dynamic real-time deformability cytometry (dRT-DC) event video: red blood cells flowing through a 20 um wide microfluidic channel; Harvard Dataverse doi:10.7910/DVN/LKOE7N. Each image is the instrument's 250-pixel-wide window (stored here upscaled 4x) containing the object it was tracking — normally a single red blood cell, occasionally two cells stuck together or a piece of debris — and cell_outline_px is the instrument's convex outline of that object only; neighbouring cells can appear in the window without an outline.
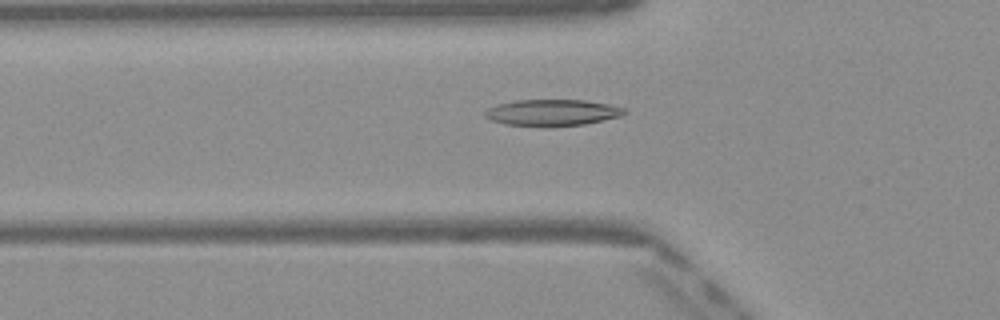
{"species": "Egyptian fruit bat (a non-hibernating species)", "species_latin": "Rousettus aegyptiacus", "temperature_condition": "warm", "stored_images_in_passage": 50, "camera_frame_rate_fps": 3000, "um_per_image_px": 0.085, "frame": {"image": 1, "passage_image": 17, "time_ms": 5.333, "image_size_px": [1000, 320], "cell_outline_px": [[628, 112], [620, 116], [604, 120], [584, 124], [544, 128], [504, 124], [492, 120], [484, 116], [484, 112], [488, 108], [496, 104], [516, 100], [584, 100], [608, 104], [624, 108]], "centroid_in_image_um": [46.91, 9.59], "position_along_channel_um": 78.9, "area_um2": 21.79}}
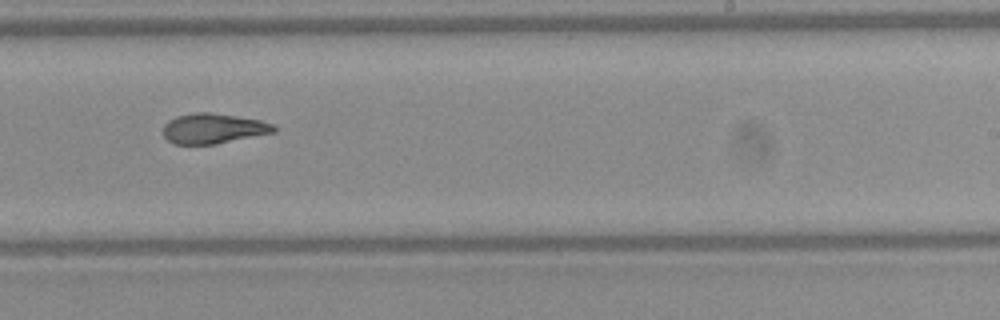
{"frame": {"image": 2, "passage_image": 31, "time_ms": 10.0, "image_size_px": [1000, 320], "cell_outline_px": [[276, 132], [216, 144], [172, 144], [164, 136], [164, 124], [168, 120], [176, 116], [192, 112], [212, 112], [260, 120], [272, 124], [276, 128]], "centroid_in_image_um": [18.11, 10.92], "position_along_channel_um": 270.9, "area_um2": 19.54}}
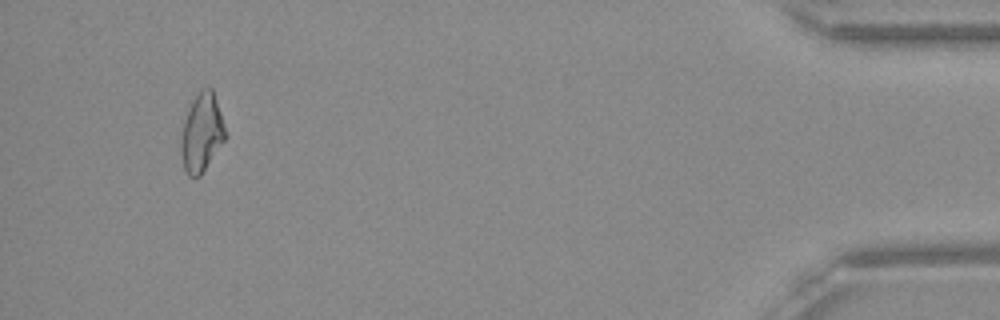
{"frame": {"image": 3, "passage_image": 47, "time_ms": 15.333, "image_size_px": [1000, 320], "cell_outline_px": [[228, 136], [200, 176], [188, 176], [184, 168], [180, 152], [180, 140], [184, 120], [192, 100], [196, 92], [200, 88], [212, 88]], "centroid_in_image_um": [17.14, 11.27], "position_along_channel_um": 418.1, "area_um2": 20.35}, "authors_computed_cell_mechanics": {"area_um2": 20.2011, "velocity_mm_per_s": 4.093, "shape_relaxation_time_tau1_ms": null, "shape_relaxation_time_tau2_ms": 2.9062, "deformation_change_tau1": null, "deformation_change_tau2": 0.0975}}